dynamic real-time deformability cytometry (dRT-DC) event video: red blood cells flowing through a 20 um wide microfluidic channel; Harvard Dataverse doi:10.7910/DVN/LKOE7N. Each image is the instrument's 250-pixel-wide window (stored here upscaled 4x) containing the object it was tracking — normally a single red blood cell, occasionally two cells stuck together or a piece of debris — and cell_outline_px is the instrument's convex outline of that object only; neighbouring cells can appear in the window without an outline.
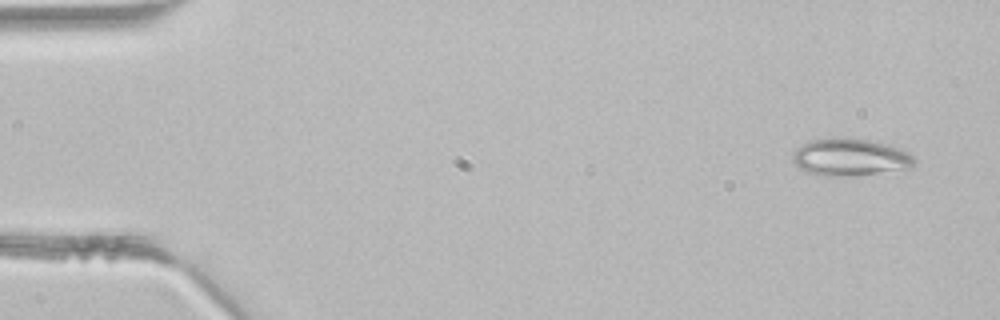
{"species": "common noctule bat (a hibernating species)", "species_latin": "Nyctalus noctula", "temperature_condition": "room temperature", "stored_images_in_passage": 3, "camera_frame_rate_fps": 3000, "um_per_image_px": 0.085, "animal": {"sex": "male", "body_mass_g": 21.5, "forearm_length_mm": 52.0}, "frame": {"image": 1, "passage_image": 1, "time_ms": 0.0, "image_size_px": [1000, 320], "cell_outline_px": [[916, 164], [908, 172], [836, 176], [824, 176], [804, 172], [792, 160], [792, 152], [796, 148], [808, 140], [836, 136], [840, 136], [868, 140], [888, 144], [900, 148], [908, 152], [916, 160]], "centroid_in_image_um": [72.32, 13.37], "position_along_channel_um": 12.7, "area_um2": 27.57}}